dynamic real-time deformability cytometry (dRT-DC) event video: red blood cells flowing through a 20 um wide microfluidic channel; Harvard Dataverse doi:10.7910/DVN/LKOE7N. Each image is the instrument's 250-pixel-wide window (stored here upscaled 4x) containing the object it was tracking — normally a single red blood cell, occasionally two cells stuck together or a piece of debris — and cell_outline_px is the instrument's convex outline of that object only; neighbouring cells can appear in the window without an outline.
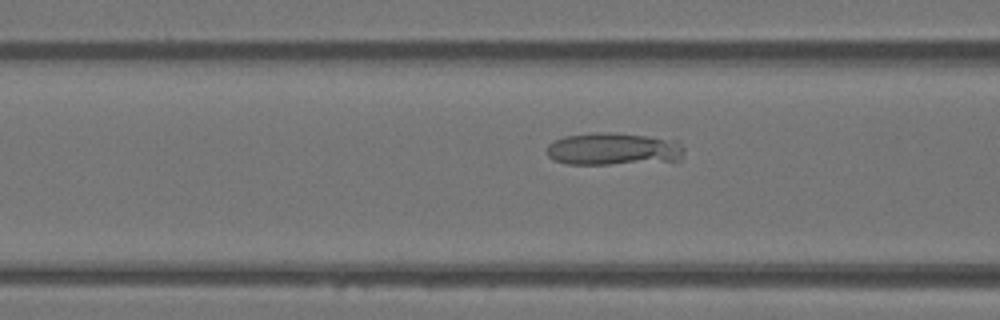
{"species": "Egyptian fruit bat (a non-hibernating species)", "species_latin": "Rousettus aegyptiacus", "temperature_condition": "warm", "stored_images_in_passage": 51, "camera_frame_rate_fps": 3000, "um_per_image_px": 0.085, "animal": {"sex": "female"}, "frame": {"image": 1, "passage_image": 20, "time_ms": 6.333, "image_size_px": [1000, 320], "cell_outline_px": [[684, 152], [680, 160], [608, 164], [568, 164], [552, 160], [548, 156], [548, 144], [552, 140], [564, 136], [592, 132], [616, 132], [676, 140], [684, 148]], "centroid_in_image_um": [52.1, 12.65], "position_along_channel_um": 114.5, "area_um2": 26.13}}
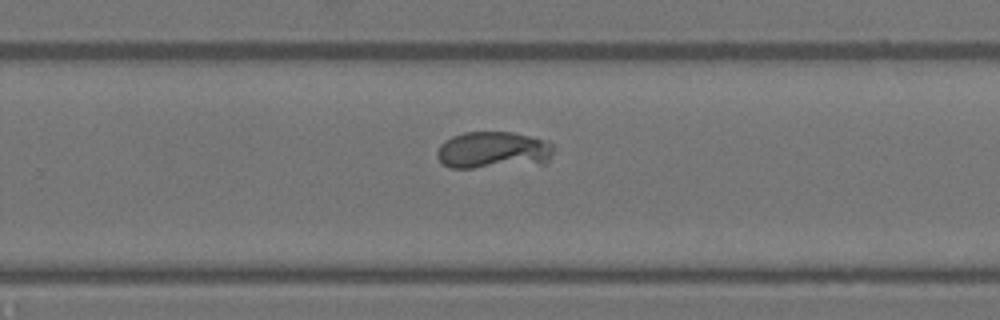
{"frame": {"image": 2, "passage_image": 33, "time_ms": 10.667, "image_size_px": [1000, 320], "cell_outline_px": [[552, 156], [544, 164], [472, 168], [448, 168], [436, 156], [436, 152], [440, 144], [444, 140], [452, 136], [464, 132], [512, 132], [528, 136], [552, 144]], "centroid_in_image_um": [41.88, 12.78], "position_along_channel_um": 287.9, "area_um2": 25.26}}
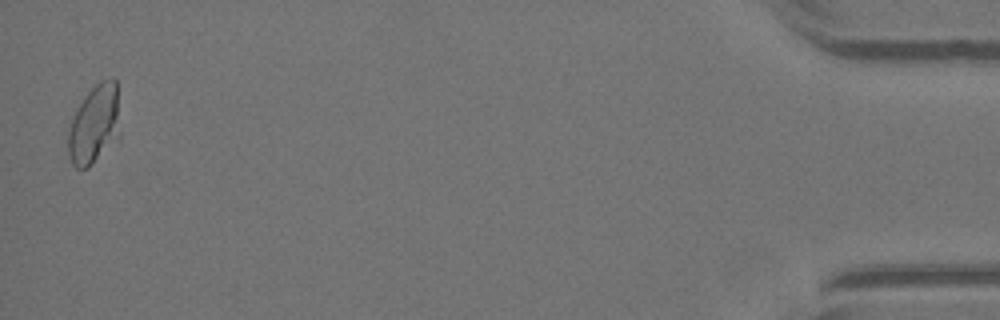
{"frame": {"image": 3, "passage_image": 50, "time_ms": 16.333, "image_size_px": [1000, 320], "cell_outline_px": [[120, 140], [88, 168], [76, 168], [72, 164], [68, 156], [68, 132], [72, 120], [84, 96], [100, 80], [112, 76], [116, 80], [120, 132]], "centroid_in_image_um": [8.06, 10.61], "position_along_channel_um": 427.1, "area_um2": 24.33}}